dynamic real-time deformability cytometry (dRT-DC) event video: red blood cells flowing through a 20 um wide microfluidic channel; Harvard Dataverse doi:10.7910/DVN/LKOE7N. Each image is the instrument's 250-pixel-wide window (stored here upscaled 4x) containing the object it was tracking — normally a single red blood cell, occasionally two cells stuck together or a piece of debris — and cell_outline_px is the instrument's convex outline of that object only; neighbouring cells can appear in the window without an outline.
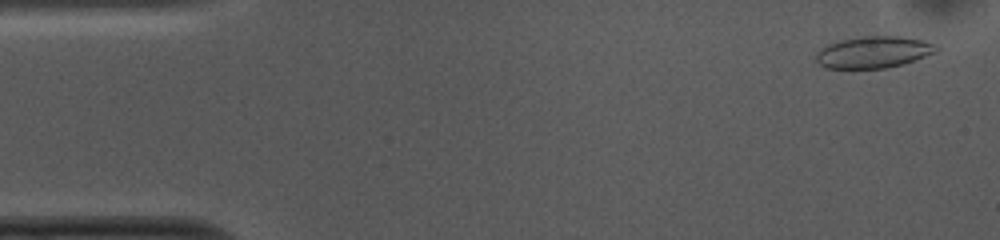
{"species": "common noctule bat (a hibernating species)", "species_latin": "Nyctalus noctula", "temperature_condition": "cold", "stored_images_in_passage": 52, "camera_frame_rate_fps": 3000, "um_per_image_px": 0.085, "animal": {"sex": "female", "body_mass_g": 10.0, "forearm_length_mm": 53.1}, "frame": {"image": 1, "passage_image": 2, "time_ms": 0.333, "image_size_px": [1000, 240], "cell_outline_px": [[940, 48], [936, 52], [904, 64], [884, 68], [828, 68], [820, 64], [816, 60], [816, 52], [828, 44], [840, 40], [864, 36], [900, 36], [920, 40], [936, 44]], "centroid_in_image_um": [74.27, 4.43], "position_along_channel_um": 10.7, "area_um2": 22.08}}
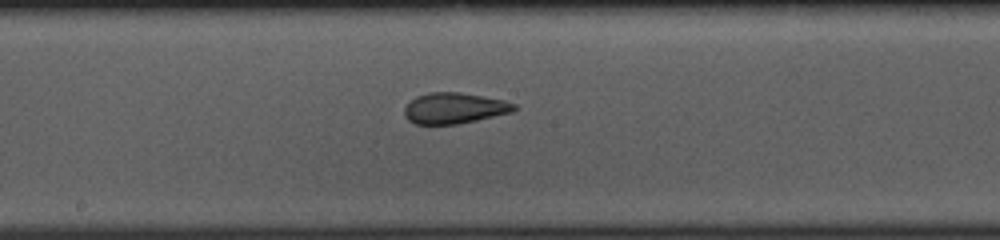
{"frame": {"image": 2, "passage_image": 26, "time_ms": 8.333, "image_size_px": [1000, 240], "cell_outline_px": [[516, 108], [512, 112], [476, 120], [456, 124], [416, 124], [408, 120], [404, 116], [404, 108], [416, 96], [428, 92], [456, 92], [504, 100], [516, 104]], "centroid_in_image_um": [38.59, 9.2], "position_along_channel_um": 209.6, "area_um2": 19.54}}
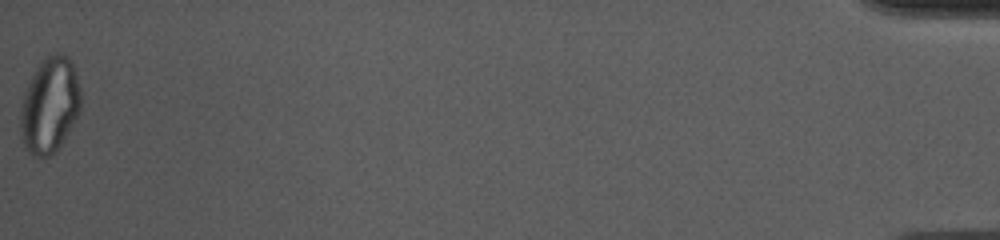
{"frame": {"image": 3, "passage_image": 52, "time_ms": 17.0, "image_size_px": [1000, 240], "cell_outline_px": [[80, 112], [76, 120], [60, 144], [48, 156], [32, 156], [28, 152], [24, 144], [20, 128], [20, 112], [24, 92], [40, 60], [48, 52], [56, 52], [68, 56], [72, 64], [80, 88]], "centroid_in_image_um": [4.22, 8.9], "position_along_channel_um": 431.0, "area_um2": 33.52}, "authors_computed_cell_mechanics": {"area_um2": 21.6461, "velocity_mm_per_s": 3.7444, "shape_relaxation_time_tau1_ms": null, "shape_relaxation_time_tau2_ms": 1.6387, "deformation_change_tau1": null, "deformation_change_tau2": 0.0614}}